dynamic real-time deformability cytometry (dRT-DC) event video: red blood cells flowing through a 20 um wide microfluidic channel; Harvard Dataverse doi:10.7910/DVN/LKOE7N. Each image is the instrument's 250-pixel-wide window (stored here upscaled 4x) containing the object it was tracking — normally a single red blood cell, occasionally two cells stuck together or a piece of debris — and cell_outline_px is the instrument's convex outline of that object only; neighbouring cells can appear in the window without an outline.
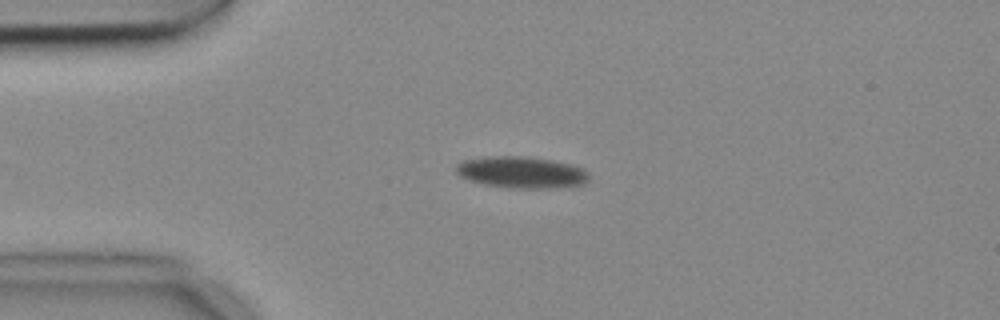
{"species": "common noctule bat (a hibernating species)", "species_latin": "Nyctalus noctula", "temperature_condition": "cold", "stored_images_in_passage": 5, "camera_frame_rate_fps": 3000, "um_per_image_px": 0.085, "animal": {"sex": "female", "body_mass_g": 18.4}, "frame": {"image": 1, "passage_image": 3, "time_ms": 0.667, "image_size_px": [1000, 320], "cell_outline_px": [[588, 180], [584, 184], [556, 188], [512, 188], [488, 184], [472, 180], [460, 176], [456, 172], [456, 164], [464, 160], [492, 156], [520, 156], [552, 160], [568, 164], [580, 168], [588, 176]], "centroid_in_image_um": [44.31, 14.65], "position_along_channel_um": 40.7, "area_um2": 23.93}}